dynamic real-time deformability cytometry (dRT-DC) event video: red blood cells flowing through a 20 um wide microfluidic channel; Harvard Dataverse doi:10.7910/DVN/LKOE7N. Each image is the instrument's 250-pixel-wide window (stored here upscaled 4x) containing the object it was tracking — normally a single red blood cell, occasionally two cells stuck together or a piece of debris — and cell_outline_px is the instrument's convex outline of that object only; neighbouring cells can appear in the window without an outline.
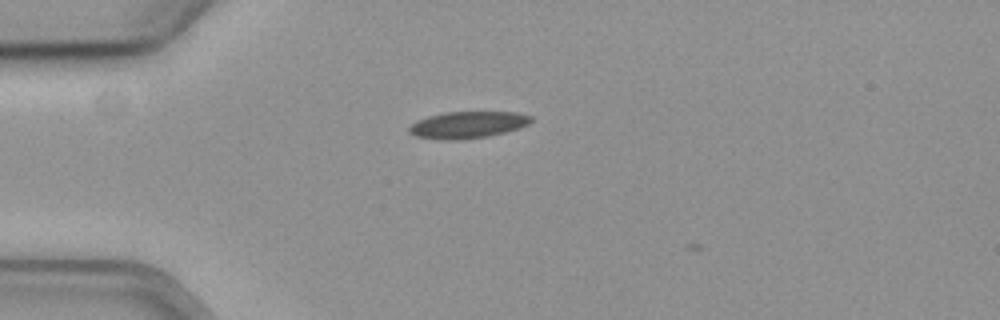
{"species": "common noctule bat (a hibernating species)", "species_latin": "Nyctalus noctula", "temperature_condition": "cold", "stored_images_in_passage": 11, "camera_frame_rate_fps": 3000, "um_per_image_px": 0.085, "animal": {"sex": "female", "body_mass_g": 19.3, "forearm_length_mm": 54.1}, "frame": {"image": 1, "passage_image": 10, "time_ms": 3.0, "image_size_px": [1000, 320], "cell_outline_px": [[532, 120], [528, 124], [520, 128], [488, 136], [456, 140], [448, 140], [416, 136], [408, 132], [408, 128], [416, 120], [428, 116], [444, 112], [516, 112], [532, 116]], "centroid_in_image_um": [39.75, 10.6], "position_along_channel_um": 45.3, "area_um2": 18.96}}